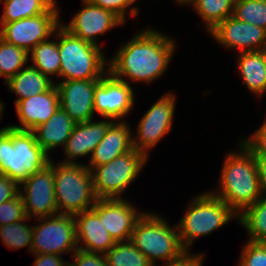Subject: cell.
I'll use <instances>...</instances> for the list:
<instances>
[{
	"instance_id": "cell-1",
	"label": "cell",
	"mask_w": 266,
	"mask_h": 266,
	"mask_svg": "<svg viewBox=\"0 0 266 266\" xmlns=\"http://www.w3.org/2000/svg\"><path fill=\"white\" fill-rule=\"evenodd\" d=\"M175 43L159 30L141 29L108 60V72L128 84L129 81L154 82L167 71L175 54Z\"/></svg>"
},
{
	"instance_id": "cell-2",
	"label": "cell",
	"mask_w": 266,
	"mask_h": 266,
	"mask_svg": "<svg viewBox=\"0 0 266 266\" xmlns=\"http://www.w3.org/2000/svg\"><path fill=\"white\" fill-rule=\"evenodd\" d=\"M240 149L230 152L223 161L218 189L211 191L238 216L264 194L259 180L255 157L240 142Z\"/></svg>"
},
{
	"instance_id": "cell-3",
	"label": "cell",
	"mask_w": 266,
	"mask_h": 266,
	"mask_svg": "<svg viewBox=\"0 0 266 266\" xmlns=\"http://www.w3.org/2000/svg\"><path fill=\"white\" fill-rule=\"evenodd\" d=\"M50 158L32 131L16 130L8 125L0 129V174L20 184L29 175L45 168Z\"/></svg>"
},
{
	"instance_id": "cell-4",
	"label": "cell",
	"mask_w": 266,
	"mask_h": 266,
	"mask_svg": "<svg viewBox=\"0 0 266 266\" xmlns=\"http://www.w3.org/2000/svg\"><path fill=\"white\" fill-rule=\"evenodd\" d=\"M60 78L67 80H100L107 72L108 61L100 45H95L58 27Z\"/></svg>"
},
{
	"instance_id": "cell-5",
	"label": "cell",
	"mask_w": 266,
	"mask_h": 266,
	"mask_svg": "<svg viewBox=\"0 0 266 266\" xmlns=\"http://www.w3.org/2000/svg\"><path fill=\"white\" fill-rule=\"evenodd\" d=\"M130 241L153 266H157V260L167 263L187 251L181 243L177 223L170 227L167 219L154 212L144 211L135 224Z\"/></svg>"
},
{
	"instance_id": "cell-6",
	"label": "cell",
	"mask_w": 266,
	"mask_h": 266,
	"mask_svg": "<svg viewBox=\"0 0 266 266\" xmlns=\"http://www.w3.org/2000/svg\"><path fill=\"white\" fill-rule=\"evenodd\" d=\"M234 217L238 220L239 216L223 200L210 192L194 196L185 210V215L177 224L183 247L189 251L197 238L210 235Z\"/></svg>"
},
{
	"instance_id": "cell-7",
	"label": "cell",
	"mask_w": 266,
	"mask_h": 266,
	"mask_svg": "<svg viewBox=\"0 0 266 266\" xmlns=\"http://www.w3.org/2000/svg\"><path fill=\"white\" fill-rule=\"evenodd\" d=\"M54 190L58 214L76 215L98 199L91 170L82 163H54Z\"/></svg>"
},
{
	"instance_id": "cell-8",
	"label": "cell",
	"mask_w": 266,
	"mask_h": 266,
	"mask_svg": "<svg viewBox=\"0 0 266 266\" xmlns=\"http://www.w3.org/2000/svg\"><path fill=\"white\" fill-rule=\"evenodd\" d=\"M148 157L133 148L109 163L91 170L95 195L98 199L122 198L124 191L135 181Z\"/></svg>"
},
{
	"instance_id": "cell-9",
	"label": "cell",
	"mask_w": 266,
	"mask_h": 266,
	"mask_svg": "<svg viewBox=\"0 0 266 266\" xmlns=\"http://www.w3.org/2000/svg\"><path fill=\"white\" fill-rule=\"evenodd\" d=\"M33 225L31 254L71 255L78 249L74 215L57 214L36 218Z\"/></svg>"
},
{
	"instance_id": "cell-10",
	"label": "cell",
	"mask_w": 266,
	"mask_h": 266,
	"mask_svg": "<svg viewBox=\"0 0 266 266\" xmlns=\"http://www.w3.org/2000/svg\"><path fill=\"white\" fill-rule=\"evenodd\" d=\"M176 94L168 92L157 99L146 111L132 136V145L149 158V152L159 141L172 131L175 115Z\"/></svg>"
},
{
	"instance_id": "cell-11",
	"label": "cell",
	"mask_w": 266,
	"mask_h": 266,
	"mask_svg": "<svg viewBox=\"0 0 266 266\" xmlns=\"http://www.w3.org/2000/svg\"><path fill=\"white\" fill-rule=\"evenodd\" d=\"M58 4L54 5L47 13L5 23L0 28V37L28 53L39 43L54 35L61 25Z\"/></svg>"
},
{
	"instance_id": "cell-12",
	"label": "cell",
	"mask_w": 266,
	"mask_h": 266,
	"mask_svg": "<svg viewBox=\"0 0 266 266\" xmlns=\"http://www.w3.org/2000/svg\"><path fill=\"white\" fill-rule=\"evenodd\" d=\"M19 186L27 217L32 219V217L41 218L58 214L52 159L45 168L29 175Z\"/></svg>"
},
{
	"instance_id": "cell-13",
	"label": "cell",
	"mask_w": 266,
	"mask_h": 266,
	"mask_svg": "<svg viewBox=\"0 0 266 266\" xmlns=\"http://www.w3.org/2000/svg\"><path fill=\"white\" fill-rule=\"evenodd\" d=\"M135 95L131 84L107 72L97 83L94 92V111L105 119L124 121L132 111ZM122 119V120H120Z\"/></svg>"
},
{
	"instance_id": "cell-14",
	"label": "cell",
	"mask_w": 266,
	"mask_h": 266,
	"mask_svg": "<svg viewBox=\"0 0 266 266\" xmlns=\"http://www.w3.org/2000/svg\"><path fill=\"white\" fill-rule=\"evenodd\" d=\"M83 7L70 19L69 23H61L74 36L99 45L97 38L109 30L125 23L113 12L92 4L89 0H81Z\"/></svg>"
},
{
	"instance_id": "cell-15",
	"label": "cell",
	"mask_w": 266,
	"mask_h": 266,
	"mask_svg": "<svg viewBox=\"0 0 266 266\" xmlns=\"http://www.w3.org/2000/svg\"><path fill=\"white\" fill-rule=\"evenodd\" d=\"M124 198L97 199L93 209L115 242L129 241L135 224L144 214Z\"/></svg>"
},
{
	"instance_id": "cell-16",
	"label": "cell",
	"mask_w": 266,
	"mask_h": 266,
	"mask_svg": "<svg viewBox=\"0 0 266 266\" xmlns=\"http://www.w3.org/2000/svg\"><path fill=\"white\" fill-rule=\"evenodd\" d=\"M209 34L226 49L237 48L240 53L266 50V30L232 15L221 21Z\"/></svg>"
},
{
	"instance_id": "cell-17",
	"label": "cell",
	"mask_w": 266,
	"mask_h": 266,
	"mask_svg": "<svg viewBox=\"0 0 266 266\" xmlns=\"http://www.w3.org/2000/svg\"><path fill=\"white\" fill-rule=\"evenodd\" d=\"M100 80H67L56 83L60 108L75 123L93 119L94 92Z\"/></svg>"
},
{
	"instance_id": "cell-18",
	"label": "cell",
	"mask_w": 266,
	"mask_h": 266,
	"mask_svg": "<svg viewBox=\"0 0 266 266\" xmlns=\"http://www.w3.org/2000/svg\"><path fill=\"white\" fill-rule=\"evenodd\" d=\"M59 107V93L54 84L44 93L18 101L15 108L21 125L8 126L16 130L33 131L45 123Z\"/></svg>"
},
{
	"instance_id": "cell-19",
	"label": "cell",
	"mask_w": 266,
	"mask_h": 266,
	"mask_svg": "<svg viewBox=\"0 0 266 266\" xmlns=\"http://www.w3.org/2000/svg\"><path fill=\"white\" fill-rule=\"evenodd\" d=\"M114 121L104 118L102 121L89 120L88 122L76 123L71 135L67 139L63 148L67 159L63 163H80L76 158L90 155L94 152L95 147L103 139L107 129ZM75 160V161H74Z\"/></svg>"
},
{
	"instance_id": "cell-20",
	"label": "cell",
	"mask_w": 266,
	"mask_h": 266,
	"mask_svg": "<svg viewBox=\"0 0 266 266\" xmlns=\"http://www.w3.org/2000/svg\"><path fill=\"white\" fill-rule=\"evenodd\" d=\"M74 218L78 249L105 254L115 245L116 242L105 229L103 220H100L93 208L74 215Z\"/></svg>"
},
{
	"instance_id": "cell-21",
	"label": "cell",
	"mask_w": 266,
	"mask_h": 266,
	"mask_svg": "<svg viewBox=\"0 0 266 266\" xmlns=\"http://www.w3.org/2000/svg\"><path fill=\"white\" fill-rule=\"evenodd\" d=\"M129 126L126 121H114L95 147L89 164L85 165L92 170L132 150V130Z\"/></svg>"
},
{
	"instance_id": "cell-22",
	"label": "cell",
	"mask_w": 266,
	"mask_h": 266,
	"mask_svg": "<svg viewBox=\"0 0 266 266\" xmlns=\"http://www.w3.org/2000/svg\"><path fill=\"white\" fill-rule=\"evenodd\" d=\"M76 123L60 107L43 124L36 127L32 132L37 143L50 155V151L56 147H63Z\"/></svg>"
},
{
	"instance_id": "cell-23",
	"label": "cell",
	"mask_w": 266,
	"mask_h": 266,
	"mask_svg": "<svg viewBox=\"0 0 266 266\" xmlns=\"http://www.w3.org/2000/svg\"><path fill=\"white\" fill-rule=\"evenodd\" d=\"M237 67L248 90L261 97L266 92V50L239 52Z\"/></svg>"
},
{
	"instance_id": "cell-24",
	"label": "cell",
	"mask_w": 266,
	"mask_h": 266,
	"mask_svg": "<svg viewBox=\"0 0 266 266\" xmlns=\"http://www.w3.org/2000/svg\"><path fill=\"white\" fill-rule=\"evenodd\" d=\"M54 81L55 78L49 79L33 66H26L7 81V87L18 96L15 105L20 100L48 91L55 84Z\"/></svg>"
},
{
	"instance_id": "cell-25",
	"label": "cell",
	"mask_w": 266,
	"mask_h": 266,
	"mask_svg": "<svg viewBox=\"0 0 266 266\" xmlns=\"http://www.w3.org/2000/svg\"><path fill=\"white\" fill-rule=\"evenodd\" d=\"M56 41L47 39L35 46L29 53L34 68L51 79L52 76L60 78V55L58 49V28L55 31ZM51 76V77H50Z\"/></svg>"
},
{
	"instance_id": "cell-26",
	"label": "cell",
	"mask_w": 266,
	"mask_h": 266,
	"mask_svg": "<svg viewBox=\"0 0 266 266\" xmlns=\"http://www.w3.org/2000/svg\"><path fill=\"white\" fill-rule=\"evenodd\" d=\"M57 0H4L0 28L5 23L47 13Z\"/></svg>"
},
{
	"instance_id": "cell-27",
	"label": "cell",
	"mask_w": 266,
	"mask_h": 266,
	"mask_svg": "<svg viewBox=\"0 0 266 266\" xmlns=\"http://www.w3.org/2000/svg\"><path fill=\"white\" fill-rule=\"evenodd\" d=\"M235 0H187L201 17L208 32L212 31L221 21L233 14Z\"/></svg>"
},
{
	"instance_id": "cell-28",
	"label": "cell",
	"mask_w": 266,
	"mask_h": 266,
	"mask_svg": "<svg viewBox=\"0 0 266 266\" xmlns=\"http://www.w3.org/2000/svg\"><path fill=\"white\" fill-rule=\"evenodd\" d=\"M238 223L249 234V241L266 242V195L246 208L238 217Z\"/></svg>"
},
{
	"instance_id": "cell-29",
	"label": "cell",
	"mask_w": 266,
	"mask_h": 266,
	"mask_svg": "<svg viewBox=\"0 0 266 266\" xmlns=\"http://www.w3.org/2000/svg\"><path fill=\"white\" fill-rule=\"evenodd\" d=\"M105 257L108 266H153L130 240L116 242L105 253Z\"/></svg>"
},
{
	"instance_id": "cell-30",
	"label": "cell",
	"mask_w": 266,
	"mask_h": 266,
	"mask_svg": "<svg viewBox=\"0 0 266 266\" xmlns=\"http://www.w3.org/2000/svg\"><path fill=\"white\" fill-rule=\"evenodd\" d=\"M26 220H31L29 217L19 222L10 223L0 226V238L2 244L10 249H21L28 246V251L31 254L33 226L24 223Z\"/></svg>"
},
{
	"instance_id": "cell-31",
	"label": "cell",
	"mask_w": 266,
	"mask_h": 266,
	"mask_svg": "<svg viewBox=\"0 0 266 266\" xmlns=\"http://www.w3.org/2000/svg\"><path fill=\"white\" fill-rule=\"evenodd\" d=\"M29 53L0 37V71L7 81L14 77L28 62Z\"/></svg>"
},
{
	"instance_id": "cell-32",
	"label": "cell",
	"mask_w": 266,
	"mask_h": 266,
	"mask_svg": "<svg viewBox=\"0 0 266 266\" xmlns=\"http://www.w3.org/2000/svg\"><path fill=\"white\" fill-rule=\"evenodd\" d=\"M232 16L266 30V2L259 0H235Z\"/></svg>"
},
{
	"instance_id": "cell-33",
	"label": "cell",
	"mask_w": 266,
	"mask_h": 266,
	"mask_svg": "<svg viewBox=\"0 0 266 266\" xmlns=\"http://www.w3.org/2000/svg\"><path fill=\"white\" fill-rule=\"evenodd\" d=\"M239 266H266V242L247 240L242 248Z\"/></svg>"
},
{
	"instance_id": "cell-34",
	"label": "cell",
	"mask_w": 266,
	"mask_h": 266,
	"mask_svg": "<svg viewBox=\"0 0 266 266\" xmlns=\"http://www.w3.org/2000/svg\"><path fill=\"white\" fill-rule=\"evenodd\" d=\"M26 218L25 206L20 193L0 204V226L19 222Z\"/></svg>"
},
{
	"instance_id": "cell-35",
	"label": "cell",
	"mask_w": 266,
	"mask_h": 266,
	"mask_svg": "<svg viewBox=\"0 0 266 266\" xmlns=\"http://www.w3.org/2000/svg\"><path fill=\"white\" fill-rule=\"evenodd\" d=\"M92 4L99 6L105 10H109L117 15L124 23H126V11L129 9V15L132 17L137 16L139 14V10L137 7H133V3L136 0H89Z\"/></svg>"
},
{
	"instance_id": "cell-36",
	"label": "cell",
	"mask_w": 266,
	"mask_h": 266,
	"mask_svg": "<svg viewBox=\"0 0 266 266\" xmlns=\"http://www.w3.org/2000/svg\"><path fill=\"white\" fill-rule=\"evenodd\" d=\"M254 157H266V119L254 134L240 141Z\"/></svg>"
},
{
	"instance_id": "cell-37",
	"label": "cell",
	"mask_w": 266,
	"mask_h": 266,
	"mask_svg": "<svg viewBox=\"0 0 266 266\" xmlns=\"http://www.w3.org/2000/svg\"><path fill=\"white\" fill-rule=\"evenodd\" d=\"M75 266H108L105 254L77 249L73 254Z\"/></svg>"
},
{
	"instance_id": "cell-38",
	"label": "cell",
	"mask_w": 266,
	"mask_h": 266,
	"mask_svg": "<svg viewBox=\"0 0 266 266\" xmlns=\"http://www.w3.org/2000/svg\"><path fill=\"white\" fill-rule=\"evenodd\" d=\"M19 193V184L7 177L0 174V204L14 198Z\"/></svg>"
},
{
	"instance_id": "cell-39",
	"label": "cell",
	"mask_w": 266,
	"mask_h": 266,
	"mask_svg": "<svg viewBox=\"0 0 266 266\" xmlns=\"http://www.w3.org/2000/svg\"><path fill=\"white\" fill-rule=\"evenodd\" d=\"M186 251L178 259L163 263L161 266H203L204 253L192 254Z\"/></svg>"
},
{
	"instance_id": "cell-40",
	"label": "cell",
	"mask_w": 266,
	"mask_h": 266,
	"mask_svg": "<svg viewBox=\"0 0 266 266\" xmlns=\"http://www.w3.org/2000/svg\"><path fill=\"white\" fill-rule=\"evenodd\" d=\"M36 256L33 266H62L65 263L61 255L56 254H32Z\"/></svg>"
},
{
	"instance_id": "cell-41",
	"label": "cell",
	"mask_w": 266,
	"mask_h": 266,
	"mask_svg": "<svg viewBox=\"0 0 266 266\" xmlns=\"http://www.w3.org/2000/svg\"><path fill=\"white\" fill-rule=\"evenodd\" d=\"M263 194L266 195V157H255Z\"/></svg>"
},
{
	"instance_id": "cell-42",
	"label": "cell",
	"mask_w": 266,
	"mask_h": 266,
	"mask_svg": "<svg viewBox=\"0 0 266 266\" xmlns=\"http://www.w3.org/2000/svg\"><path fill=\"white\" fill-rule=\"evenodd\" d=\"M3 111H4V103L0 101V119L2 118Z\"/></svg>"
},
{
	"instance_id": "cell-43",
	"label": "cell",
	"mask_w": 266,
	"mask_h": 266,
	"mask_svg": "<svg viewBox=\"0 0 266 266\" xmlns=\"http://www.w3.org/2000/svg\"><path fill=\"white\" fill-rule=\"evenodd\" d=\"M62 266H75V264L73 262L70 261H65V263Z\"/></svg>"
},
{
	"instance_id": "cell-44",
	"label": "cell",
	"mask_w": 266,
	"mask_h": 266,
	"mask_svg": "<svg viewBox=\"0 0 266 266\" xmlns=\"http://www.w3.org/2000/svg\"><path fill=\"white\" fill-rule=\"evenodd\" d=\"M187 0H177V3H179V4H183L184 5V3L186 2Z\"/></svg>"
}]
</instances>
